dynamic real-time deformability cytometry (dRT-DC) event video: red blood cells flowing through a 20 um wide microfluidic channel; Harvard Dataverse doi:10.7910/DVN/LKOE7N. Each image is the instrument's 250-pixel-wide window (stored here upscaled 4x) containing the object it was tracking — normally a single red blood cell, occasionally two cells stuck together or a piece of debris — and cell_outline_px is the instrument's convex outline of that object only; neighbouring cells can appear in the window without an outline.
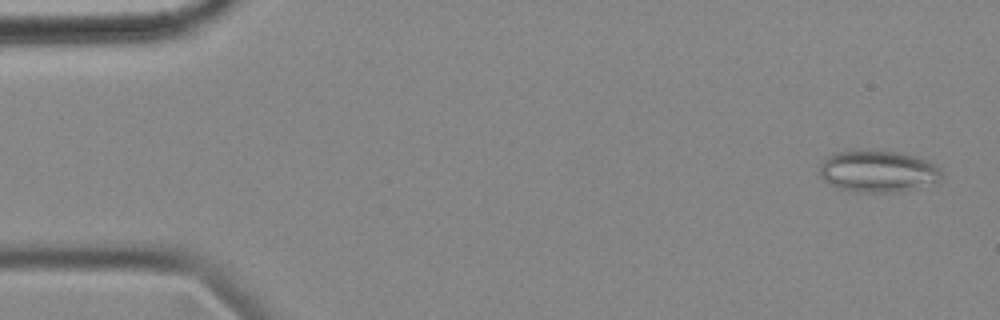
{"species": "common noctule bat (a hibernating species)", "species_latin": "Nyctalus noctula", "temperature_condition": "cold", "stored_images_in_passage": 56, "camera_frame_rate_fps": 3000, "um_per_image_px": 0.085, "animal": {"sex": "female", "body_mass_g": 18.4}, "frame": {"image": 1, "passage_image": 2, "time_ms": 0.333, "image_size_px": [1000, 320], "cell_outline_px": [[940, 180], [896, 192], [856, 192], [840, 188], [824, 180], [820, 176], [820, 164], [832, 152], [856, 148], [864, 148], [900, 152], [916, 156], [928, 160], [940, 168]], "centroid_in_image_um": [74.56, 14.5], "position_along_channel_um": 10.4, "area_um2": 30.0}}
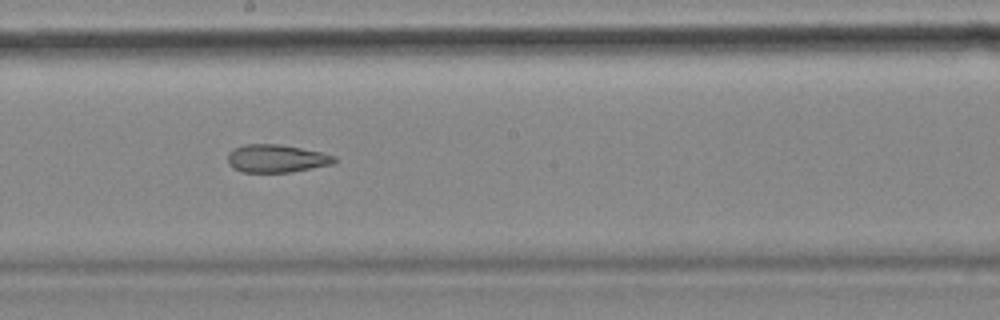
{"frame": {"image": 2, "passage_image": 30, "time_ms": 9.667, "image_size_px": [1000, 320], "cell_outline_px": [[336, 160], [332, 164], [292, 172], [240, 172], [232, 168], [228, 164], [228, 152], [232, 148], [244, 144], [280, 144], [320, 152], [336, 156]], "centroid_in_image_um": [23.44, 13.47], "position_along_channel_um": 224.8, "area_um2": 17.46}}
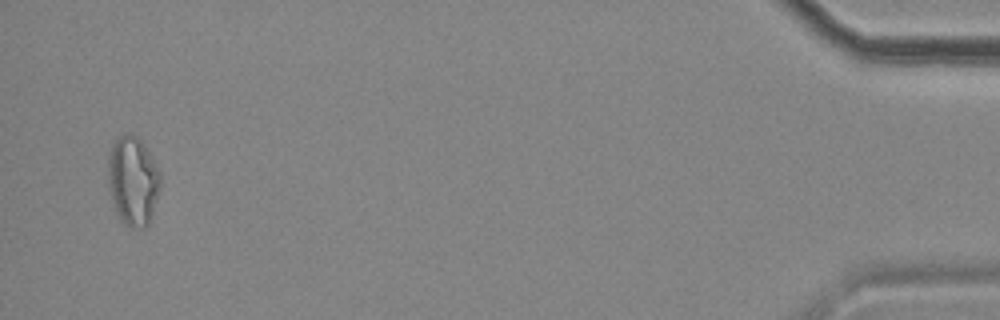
{"frame": {"image": 3, "passage_image": 54, "time_ms": 17.667, "image_size_px": [1000, 320], "cell_outline_px": [[160, 188], [148, 224], [144, 228], [132, 228], [124, 224], [120, 220], [116, 212], [108, 188], [108, 156], [112, 144], [120, 136], [128, 132], [136, 136], [144, 144], [160, 172]], "centroid_in_image_um": [11.28, 15.37], "position_along_channel_um": 423.9, "area_um2": 27.17}, "authors_computed_cell_mechanics": {"area_um2": 21.2126, "velocity_mm_per_s": 3.5633, "shape_relaxation_time_tau1_ms": null, "shape_relaxation_time_tau2_ms": 4.2149, "deformation_change_tau1": null, "deformation_change_tau2": 0.1297}}